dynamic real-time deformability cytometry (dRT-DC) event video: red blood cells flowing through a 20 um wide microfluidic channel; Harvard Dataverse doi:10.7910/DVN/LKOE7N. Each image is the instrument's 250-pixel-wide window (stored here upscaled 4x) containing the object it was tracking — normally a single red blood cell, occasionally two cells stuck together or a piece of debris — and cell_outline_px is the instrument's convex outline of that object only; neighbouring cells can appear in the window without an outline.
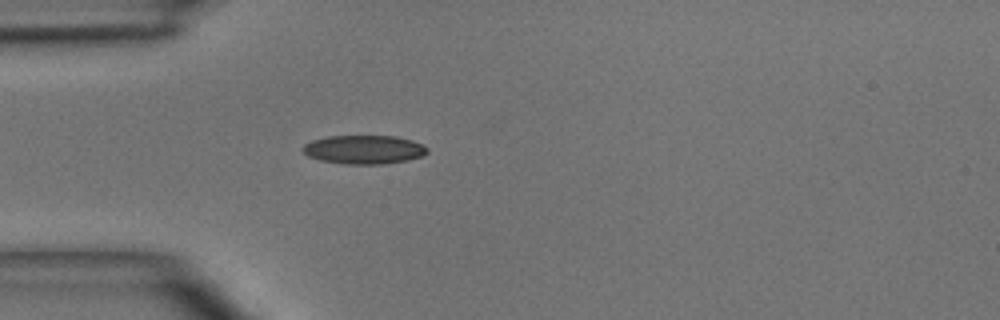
{"species": "common noctule bat (a hibernating species)", "species_latin": "Nyctalus noctula", "temperature_condition": "room temperature", "stored_images_in_passage": 3, "camera_frame_rate_fps": 3000, "um_per_image_px": 0.085, "animal": {"sex": "male", "body_mass_g": 15.6}, "frame": {"image": 1, "passage_image": 3, "time_ms": 3.333, "image_size_px": [1000, 320], "cell_outline_px": [[428, 152], [424, 156], [384, 164], [344, 164], [320, 160], [308, 156], [300, 148], [304, 144], [312, 140], [328, 136], [396, 136], [412, 140], [428, 148]], "centroid_in_image_um": [30.92, 12.71], "position_along_channel_um": 54.1, "area_um2": 20.87}}